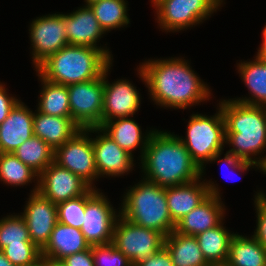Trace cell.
<instances>
[{"mask_svg": "<svg viewBox=\"0 0 266 266\" xmlns=\"http://www.w3.org/2000/svg\"><path fill=\"white\" fill-rule=\"evenodd\" d=\"M225 121V144L231 145L218 162L242 173L257 167L266 170V156H257L266 148V107L243 104L231 99L219 102ZM253 156L254 159H253Z\"/></svg>", "mask_w": 266, "mask_h": 266, "instance_id": "6da1fadb", "label": "cell"}, {"mask_svg": "<svg viewBox=\"0 0 266 266\" xmlns=\"http://www.w3.org/2000/svg\"><path fill=\"white\" fill-rule=\"evenodd\" d=\"M139 78L161 107L186 109L209 100L211 91L182 58L148 60L138 68Z\"/></svg>", "mask_w": 266, "mask_h": 266, "instance_id": "7a4b0ae2", "label": "cell"}, {"mask_svg": "<svg viewBox=\"0 0 266 266\" xmlns=\"http://www.w3.org/2000/svg\"><path fill=\"white\" fill-rule=\"evenodd\" d=\"M140 161L143 178L160 187L190 183L203 175L183 142L167 131L154 129Z\"/></svg>", "mask_w": 266, "mask_h": 266, "instance_id": "3957f363", "label": "cell"}, {"mask_svg": "<svg viewBox=\"0 0 266 266\" xmlns=\"http://www.w3.org/2000/svg\"><path fill=\"white\" fill-rule=\"evenodd\" d=\"M111 63L99 48L67 45L49 56L35 71L49 82L68 86L101 77Z\"/></svg>", "mask_w": 266, "mask_h": 266, "instance_id": "277c9868", "label": "cell"}, {"mask_svg": "<svg viewBox=\"0 0 266 266\" xmlns=\"http://www.w3.org/2000/svg\"><path fill=\"white\" fill-rule=\"evenodd\" d=\"M121 207L122 217L165 237L176 228L168 210L166 188L144 178L124 194Z\"/></svg>", "mask_w": 266, "mask_h": 266, "instance_id": "5b68a950", "label": "cell"}, {"mask_svg": "<svg viewBox=\"0 0 266 266\" xmlns=\"http://www.w3.org/2000/svg\"><path fill=\"white\" fill-rule=\"evenodd\" d=\"M186 134L185 139L178 138L204 173V164L218 160L225 147L226 130L221 108L218 107V112L212 117L192 114Z\"/></svg>", "mask_w": 266, "mask_h": 266, "instance_id": "8992f818", "label": "cell"}, {"mask_svg": "<svg viewBox=\"0 0 266 266\" xmlns=\"http://www.w3.org/2000/svg\"><path fill=\"white\" fill-rule=\"evenodd\" d=\"M164 241L165 236L162 233L136 225L120 214L115 222L112 244L133 266L161 250Z\"/></svg>", "mask_w": 266, "mask_h": 266, "instance_id": "52a82bcc", "label": "cell"}, {"mask_svg": "<svg viewBox=\"0 0 266 266\" xmlns=\"http://www.w3.org/2000/svg\"><path fill=\"white\" fill-rule=\"evenodd\" d=\"M223 4V0H161L154 8L157 23L167 32L200 24Z\"/></svg>", "mask_w": 266, "mask_h": 266, "instance_id": "ba28073f", "label": "cell"}, {"mask_svg": "<svg viewBox=\"0 0 266 266\" xmlns=\"http://www.w3.org/2000/svg\"><path fill=\"white\" fill-rule=\"evenodd\" d=\"M115 210L98 189L90 188L85 193V213L80 230L90 246L112 243L114 225L119 217Z\"/></svg>", "mask_w": 266, "mask_h": 266, "instance_id": "9c48e42d", "label": "cell"}, {"mask_svg": "<svg viewBox=\"0 0 266 266\" xmlns=\"http://www.w3.org/2000/svg\"><path fill=\"white\" fill-rule=\"evenodd\" d=\"M72 120L81 128L101 127L104 73L94 80L67 86Z\"/></svg>", "mask_w": 266, "mask_h": 266, "instance_id": "30bf717a", "label": "cell"}, {"mask_svg": "<svg viewBox=\"0 0 266 266\" xmlns=\"http://www.w3.org/2000/svg\"><path fill=\"white\" fill-rule=\"evenodd\" d=\"M89 128L80 129L62 146L54 150V162L70 170L91 188L93 181L99 178L96 168L92 138Z\"/></svg>", "mask_w": 266, "mask_h": 266, "instance_id": "8fae6325", "label": "cell"}, {"mask_svg": "<svg viewBox=\"0 0 266 266\" xmlns=\"http://www.w3.org/2000/svg\"><path fill=\"white\" fill-rule=\"evenodd\" d=\"M35 69L49 56L69 45L63 13L37 17L29 28Z\"/></svg>", "mask_w": 266, "mask_h": 266, "instance_id": "7c38bea8", "label": "cell"}, {"mask_svg": "<svg viewBox=\"0 0 266 266\" xmlns=\"http://www.w3.org/2000/svg\"><path fill=\"white\" fill-rule=\"evenodd\" d=\"M91 187L54 161L38 177V192L54 204L84 195Z\"/></svg>", "mask_w": 266, "mask_h": 266, "instance_id": "4fadbf2b", "label": "cell"}, {"mask_svg": "<svg viewBox=\"0 0 266 266\" xmlns=\"http://www.w3.org/2000/svg\"><path fill=\"white\" fill-rule=\"evenodd\" d=\"M21 216L25 219L31 241L42 250L58 223L57 205L43 197L37 186L31 191Z\"/></svg>", "mask_w": 266, "mask_h": 266, "instance_id": "5bb4252c", "label": "cell"}, {"mask_svg": "<svg viewBox=\"0 0 266 266\" xmlns=\"http://www.w3.org/2000/svg\"><path fill=\"white\" fill-rule=\"evenodd\" d=\"M112 63L104 71V99L101 126L114 118L131 117L139 109L141 98L139 91L129 81L120 79L111 83L107 75Z\"/></svg>", "mask_w": 266, "mask_h": 266, "instance_id": "9a60e30c", "label": "cell"}, {"mask_svg": "<svg viewBox=\"0 0 266 266\" xmlns=\"http://www.w3.org/2000/svg\"><path fill=\"white\" fill-rule=\"evenodd\" d=\"M89 132L98 134V136L92 138L98 176L117 177L132 171L134 158L131 154L123 150L100 127H91Z\"/></svg>", "mask_w": 266, "mask_h": 266, "instance_id": "2e32d148", "label": "cell"}, {"mask_svg": "<svg viewBox=\"0 0 266 266\" xmlns=\"http://www.w3.org/2000/svg\"><path fill=\"white\" fill-rule=\"evenodd\" d=\"M199 179L202 177L190 183L166 187L168 210L175 225L209 195L221 198L220 189L214 182H200Z\"/></svg>", "mask_w": 266, "mask_h": 266, "instance_id": "e0dca14e", "label": "cell"}, {"mask_svg": "<svg viewBox=\"0 0 266 266\" xmlns=\"http://www.w3.org/2000/svg\"><path fill=\"white\" fill-rule=\"evenodd\" d=\"M65 20V29L69 45L90 46L102 50L111 60V52L109 49L97 46L106 32L98 23V20L89 6H82L78 10L63 14Z\"/></svg>", "mask_w": 266, "mask_h": 266, "instance_id": "ac0fdd59", "label": "cell"}, {"mask_svg": "<svg viewBox=\"0 0 266 266\" xmlns=\"http://www.w3.org/2000/svg\"><path fill=\"white\" fill-rule=\"evenodd\" d=\"M34 113L20 100L10 110L8 117L0 124L1 153H13L33 135Z\"/></svg>", "mask_w": 266, "mask_h": 266, "instance_id": "d6986e66", "label": "cell"}, {"mask_svg": "<svg viewBox=\"0 0 266 266\" xmlns=\"http://www.w3.org/2000/svg\"><path fill=\"white\" fill-rule=\"evenodd\" d=\"M223 206L221 198L209 195L176 224L175 231L182 235L197 236L216 227L223 222Z\"/></svg>", "mask_w": 266, "mask_h": 266, "instance_id": "ffe728a7", "label": "cell"}, {"mask_svg": "<svg viewBox=\"0 0 266 266\" xmlns=\"http://www.w3.org/2000/svg\"><path fill=\"white\" fill-rule=\"evenodd\" d=\"M90 247L80 229L58 222L51 232L48 243L41 250V256L45 261H61Z\"/></svg>", "mask_w": 266, "mask_h": 266, "instance_id": "44dd1931", "label": "cell"}, {"mask_svg": "<svg viewBox=\"0 0 266 266\" xmlns=\"http://www.w3.org/2000/svg\"><path fill=\"white\" fill-rule=\"evenodd\" d=\"M81 128L71 117H59L37 111L33 116V133L52 149L62 146Z\"/></svg>", "mask_w": 266, "mask_h": 266, "instance_id": "7402d4cb", "label": "cell"}, {"mask_svg": "<svg viewBox=\"0 0 266 266\" xmlns=\"http://www.w3.org/2000/svg\"><path fill=\"white\" fill-rule=\"evenodd\" d=\"M115 120V121H114ZM107 135H109L123 150L133 156V152L140 146L141 156L143 157L150 136L154 130L146 132L142 135L141 127L132 118L119 117L105 122L100 127Z\"/></svg>", "mask_w": 266, "mask_h": 266, "instance_id": "603a6c76", "label": "cell"}, {"mask_svg": "<svg viewBox=\"0 0 266 266\" xmlns=\"http://www.w3.org/2000/svg\"><path fill=\"white\" fill-rule=\"evenodd\" d=\"M164 247L174 266H210L195 236L182 235L173 230L165 237Z\"/></svg>", "mask_w": 266, "mask_h": 266, "instance_id": "cb8c5ba5", "label": "cell"}, {"mask_svg": "<svg viewBox=\"0 0 266 266\" xmlns=\"http://www.w3.org/2000/svg\"><path fill=\"white\" fill-rule=\"evenodd\" d=\"M238 73L250 91L251 97L234 101L266 107V60L255 57L254 61H243L237 65Z\"/></svg>", "mask_w": 266, "mask_h": 266, "instance_id": "d4e9b609", "label": "cell"}, {"mask_svg": "<svg viewBox=\"0 0 266 266\" xmlns=\"http://www.w3.org/2000/svg\"><path fill=\"white\" fill-rule=\"evenodd\" d=\"M227 262L231 266H266V248L252 235L235 234L230 242Z\"/></svg>", "mask_w": 266, "mask_h": 266, "instance_id": "484cf974", "label": "cell"}, {"mask_svg": "<svg viewBox=\"0 0 266 266\" xmlns=\"http://www.w3.org/2000/svg\"><path fill=\"white\" fill-rule=\"evenodd\" d=\"M220 223L197 236L199 247L209 264L227 262L230 242L236 233H231Z\"/></svg>", "mask_w": 266, "mask_h": 266, "instance_id": "4316f807", "label": "cell"}, {"mask_svg": "<svg viewBox=\"0 0 266 266\" xmlns=\"http://www.w3.org/2000/svg\"><path fill=\"white\" fill-rule=\"evenodd\" d=\"M37 76L43 85L37 111L52 116L71 117L67 86L49 82L39 74Z\"/></svg>", "mask_w": 266, "mask_h": 266, "instance_id": "83f0119b", "label": "cell"}, {"mask_svg": "<svg viewBox=\"0 0 266 266\" xmlns=\"http://www.w3.org/2000/svg\"><path fill=\"white\" fill-rule=\"evenodd\" d=\"M13 154L38 175L54 161V149L34 135L23 142Z\"/></svg>", "mask_w": 266, "mask_h": 266, "instance_id": "f1b7e54d", "label": "cell"}, {"mask_svg": "<svg viewBox=\"0 0 266 266\" xmlns=\"http://www.w3.org/2000/svg\"><path fill=\"white\" fill-rule=\"evenodd\" d=\"M126 0H100L88 5L105 32L130 23Z\"/></svg>", "mask_w": 266, "mask_h": 266, "instance_id": "f546056e", "label": "cell"}, {"mask_svg": "<svg viewBox=\"0 0 266 266\" xmlns=\"http://www.w3.org/2000/svg\"><path fill=\"white\" fill-rule=\"evenodd\" d=\"M39 175L19 160L13 153H0V181L11 186L31 183Z\"/></svg>", "mask_w": 266, "mask_h": 266, "instance_id": "4dcf8cb0", "label": "cell"}, {"mask_svg": "<svg viewBox=\"0 0 266 266\" xmlns=\"http://www.w3.org/2000/svg\"><path fill=\"white\" fill-rule=\"evenodd\" d=\"M8 244H34L25 219L20 215H7L0 220V250Z\"/></svg>", "mask_w": 266, "mask_h": 266, "instance_id": "1f68e13d", "label": "cell"}, {"mask_svg": "<svg viewBox=\"0 0 266 266\" xmlns=\"http://www.w3.org/2000/svg\"><path fill=\"white\" fill-rule=\"evenodd\" d=\"M1 251L14 266H35L42 261L35 244H8Z\"/></svg>", "mask_w": 266, "mask_h": 266, "instance_id": "d6a6232c", "label": "cell"}, {"mask_svg": "<svg viewBox=\"0 0 266 266\" xmlns=\"http://www.w3.org/2000/svg\"><path fill=\"white\" fill-rule=\"evenodd\" d=\"M85 213V194L57 205L58 222L81 229Z\"/></svg>", "mask_w": 266, "mask_h": 266, "instance_id": "836d02e7", "label": "cell"}, {"mask_svg": "<svg viewBox=\"0 0 266 266\" xmlns=\"http://www.w3.org/2000/svg\"><path fill=\"white\" fill-rule=\"evenodd\" d=\"M94 266H133L112 243L91 246Z\"/></svg>", "mask_w": 266, "mask_h": 266, "instance_id": "e575fe53", "label": "cell"}, {"mask_svg": "<svg viewBox=\"0 0 266 266\" xmlns=\"http://www.w3.org/2000/svg\"><path fill=\"white\" fill-rule=\"evenodd\" d=\"M254 203L257 213V227L253 236L266 248V194L264 191L257 192Z\"/></svg>", "mask_w": 266, "mask_h": 266, "instance_id": "d590c367", "label": "cell"}, {"mask_svg": "<svg viewBox=\"0 0 266 266\" xmlns=\"http://www.w3.org/2000/svg\"><path fill=\"white\" fill-rule=\"evenodd\" d=\"M134 266H174L170 253L165 247L151 255L139 261Z\"/></svg>", "mask_w": 266, "mask_h": 266, "instance_id": "8d00e7d4", "label": "cell"}, {"mask_svg": "<svg viewBox=\"0 0 266 266\" xmlns=\"http://www.w3.org/2000/svg\"><path fill=\"white\" fill-rule=\"evenodd\" d=\"M61 262L66 266H94L92 248L69 255Z\"/></svg>", "mask_w": 266, "mask_h": 266, "instance_id": "74e56055", "label": "cell"}, {"mask_svg": "<svg viewBox=\"0 0 266 266\" xmlns=\"http://www.w3.org/2000/svg\"><path fill=\"white\" fill-rule=\"evenodd\" d=\"M19 100L6 92L5 86L0 83V124L8 117L10 110Z\"/></svg>", "mask_w": 266, "mask_h": 266, "instance_id": "f35d334b", "label": "cell"}, {"mask_svg": "<svg viewBox=\"0 0 266 266\" xmlns=\"http://www.w3.org/2000/svg\"><path fill=\"white\" fill-rule=\"evenodd\" d=\"M263 41L261 44V47L259 48L257 54H256V58L261 59V60H266V25L263 29Z\"/></svg>", "mask_w": 266, "mask_h": 266, "instance_id": "ab89813d", "label": "cell"}, {"mask_svg": "<svg viewBox=\"0 0 266 266\" xmlns=\"http://www.w3.org/2000/svg\"><path fill=\"white\" fill-rule=\"evenodd\" d=\"M0 266H14L0 250Z\"/></svg>", "mask_w": 266, "mask_h": 266, "instance_id": "60d3db41", "label": "cell"}, {"mask_svg": "<svg viewBox=\"0 0 266 266\" xmlns=\"http://www.w3.org/2000/svg\"><path fill=\"white\" fill-rule=\"evenodd\" d=\"M46 266H66L61 261H46Z\"/></svg>", "mask_w": 266, "mask_h": 266, "instance_id": "b9f144b4", "label": "cell"}, {"mask_svg": "<svg viewBox=\"0 0 266 266\" xmlns=\"http://www.w3.org/2000/svg\"><path fill=\"white\" fill-rule=\"evenodd\" d=\"M210 266H231L228 262L210 264Z\"/></svg>", "mask_w": 266, "mask_h": 266, "instance_id": "7bdbcfd3", "label": "cell"}, {"mask_svg": "<svg viewBox=\"0 0 266 266\" xmlns=\"http://www.w3.org/2000/svg\"><path fill=\"white\" fill-rule=\"evenodd\" d=\"M86 2V6L96 2V1H100V0H84Z\"/></svg>", "mask_w": 266, "mask_h": 266, "instance_id": "ee69618b", "label": "cell"}, {"mask_svg": "<svg viewBox=\"0 0 266 266\" xmlns=\"http://www.w3.org/2000/svg\"><path fill=\"white\" fill-rule=\"evenodd\" d=\"M35 266H46V261L45 260H42L40 263H38Z\"/></svg>", "mask_w": 266, "mask_h": 266, "instance_id": "f6af8a7d", "label": "cell"}, {"mask_svg": "<svg viewBox=\"0 0 266 266\" xmlns=\"http://www.w3.org/2000/svg\"><path fill=\"white\" fill-rule=\"evenodd\" d=\"M161 0H151L154 6H156Z\"/></svg>", "mask_w": 266, "mask_h": 266, "instance_id": "bcb514c9", "label": "cell"}]
</instances>
